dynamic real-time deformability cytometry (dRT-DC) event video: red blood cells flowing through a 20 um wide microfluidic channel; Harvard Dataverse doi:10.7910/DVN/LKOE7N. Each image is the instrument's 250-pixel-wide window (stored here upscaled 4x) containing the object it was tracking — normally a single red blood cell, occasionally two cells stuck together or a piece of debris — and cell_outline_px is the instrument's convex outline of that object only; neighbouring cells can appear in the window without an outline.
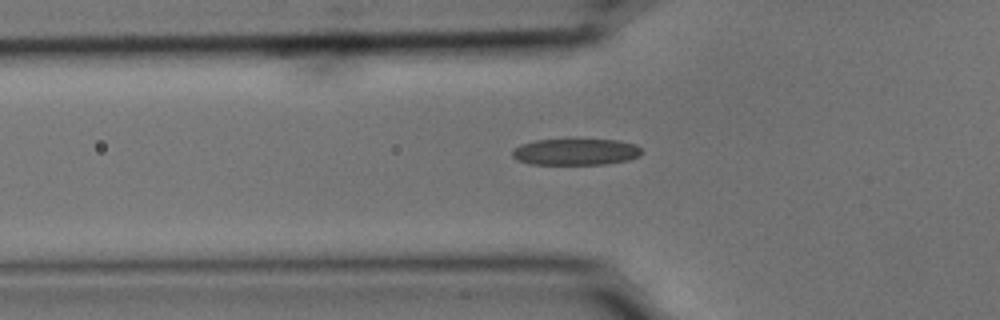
{"species": "common noctule bat (a hibernating species)", "species_latin": "Nyctalus noctula", "temperature_condition": "cold", "stored_images_in_passage": 35, "camera_frame_rate_fps": 3000, "um_per_image_px": 0.085, "animal": {"sex": "male", "body_mass_g": 15.6}, "frame": {"image": 1, "passage_image": 3, "time_ms": 0.667, "image_size_px": [1000, 320], "cell_outline_px": [[644, 152], [640, 156], [628, 160], [604, 164], [532, 164], [516, 160], [512, 156], [512, 148], [520, 144], [536, 140], [620, 140], [636, 144]], "centroid_in_image_um": [48.94, 12.91], "position_along_channel_um": 76.9, "area_um2": 20.06}}
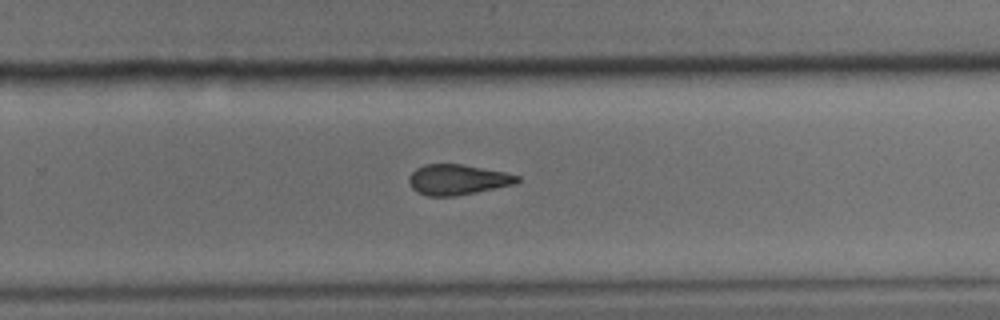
{"frame": {"image": 2, "passage_image": 20, "time_ms": 6.333, "image_size_px": [1000, 320], "cell_outline_px": [[520, 180], [516, 184], [456, 196], [428, 196], [416, 192], [412, 188], [408, 180], [408, 176], [416, 168], [424, 164], [460, 164], [504, 172], [520, 176]], "centroid_in_image_um": [38.87, 15.27], "position_along_channel_um": 290.9, "area_um2": 19.19}}
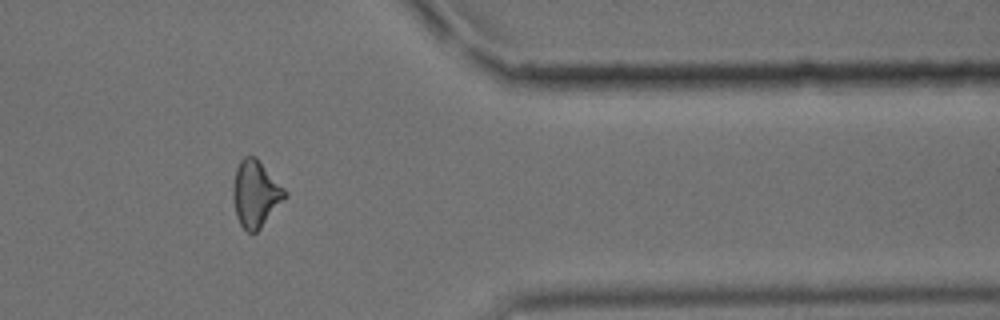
{"frame": {"image": 3, "passage_image": 29, "time_ms": 9.333, "image_size_px": [1000, 320], "cell_outline_px": [[288, 196], [260, 228], [256, 232], [248, 232], [240, 224], [236, 216], [232, 196], [232, 184], [236, 168], [240, 160], [244, 156], [256, 156], [288, 192]], "centroid_in_image_um": [21.72, 16.45], "position_along_channel_um": 389.7, "area_um2": 20.29}}